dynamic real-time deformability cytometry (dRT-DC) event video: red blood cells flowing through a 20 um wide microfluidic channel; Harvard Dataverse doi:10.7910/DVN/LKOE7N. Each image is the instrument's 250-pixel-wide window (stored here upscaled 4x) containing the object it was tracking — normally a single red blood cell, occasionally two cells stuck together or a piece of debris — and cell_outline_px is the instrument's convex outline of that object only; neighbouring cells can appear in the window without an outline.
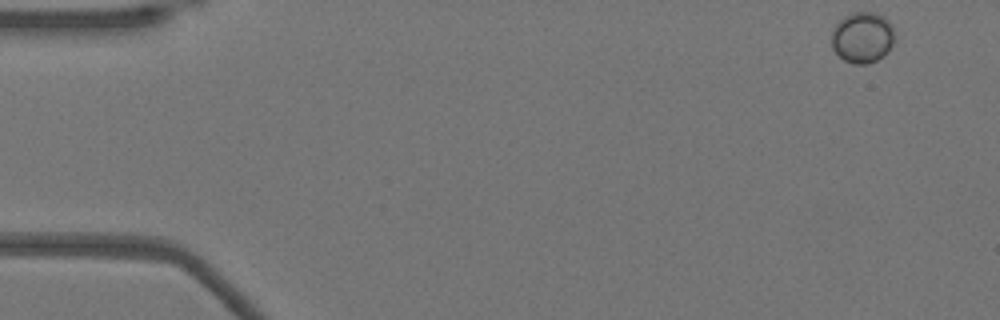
{"species": "Egyptian fruit bat (a non-hibernating species)", "species_latin": "Rousettus aegyptiacus", "temperature_condition": "warm", "stored_images_in_passage": 44, "camera_frame_rate_fps": 3000, "um_per_image_px": 0.085, "animal": {"sex": "female"}, "frame": {"image": 1, "passage_image": 1, "time_ms": 0.0, "image_size_px": [1000, 320], "cell_outline_px": [[896, 40], [888, 52], [884, 56], [868, 64], [856, 64], [844, 60], [832, 48], [832, 32], [836, 24], [844, 16], [852, 12], [876, 12], [884, 16], [892, 24]], "centroid_in_image_um": [73.35, 3.17], "position_along_channel_um": 11.6, "area_um2": 19.02}}
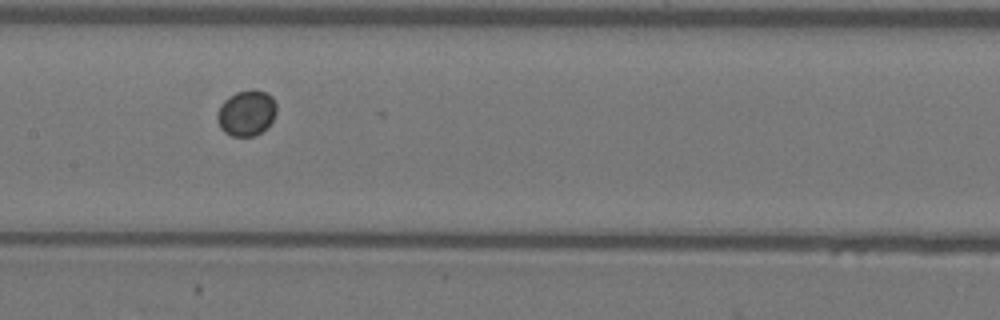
{"frame": {"image": 2, "passage_image": 24, "time_ms": 7.667, "image_size_px": [1000, 320], "cell_outline_px": [[276, 112], [268, 128], [252, 136], [232, 136], [224, 132], [220, 128], [216, 120], [216, 112], [220, 104], [228, 96], [236, 92], [268, 92], [272, 96], [276, 104]], "centroid_in_image_um": [20.92, 9.64], "position_along_channel_um": 186.5, "area_um2": 15.72}}
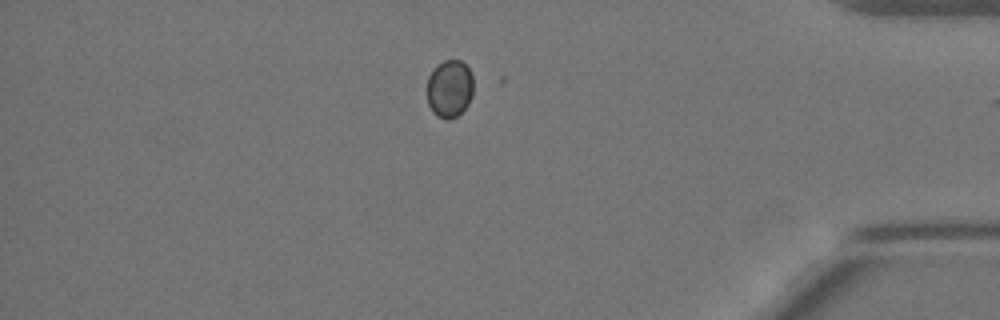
{"frame": {"image": 3, "passage_image": 43, "time_ms": 14.0, "image_size_px": [1000, 320], "cell_outline_px": [[472, 96], [468, 104], [456, 116], [448, 120], [444, 120], [436, 116], [432, 112], [428, 104], [428, 76], [444, 60], [460, 60], [468, 68], [472, 76]], "centroid_in_image_um": [38.21, 7.57], "position_along_channel_um": 397.0, "area_um2": 15.37}}